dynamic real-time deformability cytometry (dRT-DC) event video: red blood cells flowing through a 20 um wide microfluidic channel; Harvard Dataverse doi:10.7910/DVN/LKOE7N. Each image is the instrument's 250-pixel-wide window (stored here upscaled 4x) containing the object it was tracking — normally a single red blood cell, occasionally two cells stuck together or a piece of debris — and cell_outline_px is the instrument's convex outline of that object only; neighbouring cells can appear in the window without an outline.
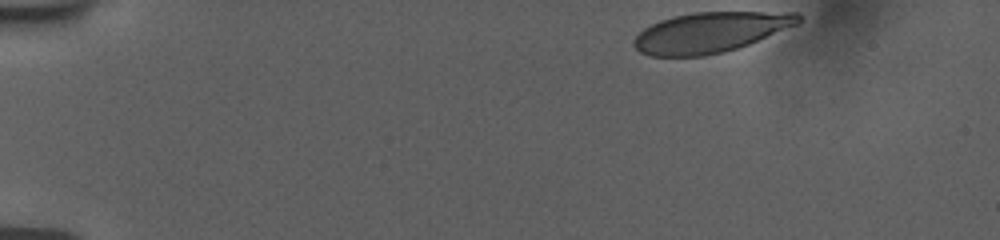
{"species": "human", "species_latin": "Homo sapiens", "temperature_condition": "room temperature", "stored_images_in_passage": 41, "camera_frame_rate_fps": 3000, "um_per_image_px": 0.085, "donor": {"sex": "female"}, "frame": {"image": 1, "passage_image": 1, "time_ms": 0.0, "image_size_px": [1000, 240], "cell_outline_px": [[800, 20], [796, 24], [748, 44], [724, 52], [704, 56], [652, 56], [640, 52], [632, 44], [632, 40], [644, 28], [660, 20], [672, 16], [692, 12], [796, 12], [800, 16]], "centroid_in_image_um": [60.32, 2.74], "position_along_channel_um": 24.7, "area_um2": 38.32}}
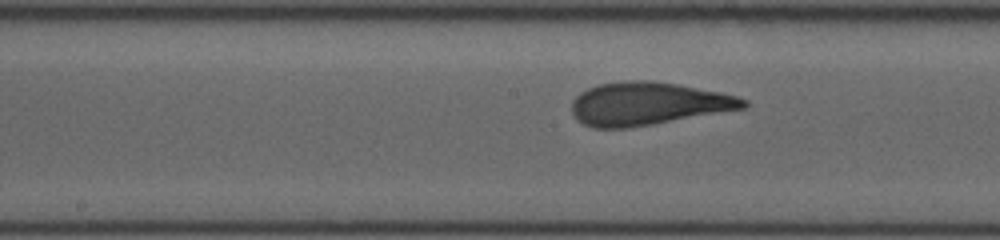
{"frame": {"image": 2, "passage_image": 23, "time_ms": 7.333, "image_size_px": [1000, 240], "cell_outline_px": [[748, 104], [744, 108], [652, 124], [628, 128], [592, 128], [576, 120], [572, 116], [572, 100], [580, 92], [588, 88], [600, 84], [624, 80], [652, 80], [676, 84], [720, 92], [736, 96], [748, 100]], "centroid_in_image_um": [55.02, 8.81], "position_along_channel_um": 193.2, "area_um2": 42.89}}
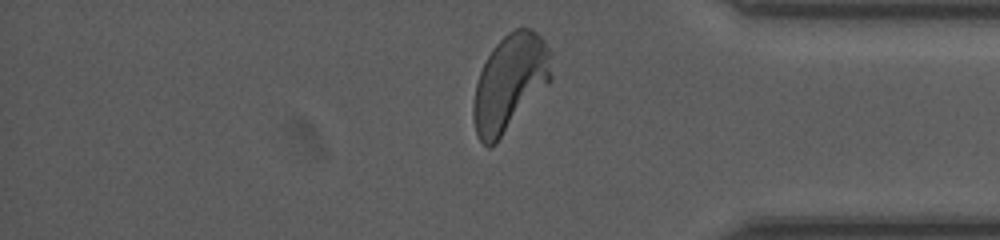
{"frame": {"image": 3, "passage_image": 40, "time_ms": 13.0, "image_size_px": [1000, 240], "cell_outline_px": [[552, 80], [496, 144], [492, 148], [488, 148], [476, 136], [472, 116], [472, 104], [476, 84], [480, 72], [492, 48], [508, 32], [516, 28], [532, 28], [544, 40], [552, 52]], "centroid_in_image_um": [43.35, 7.05], "position_along_channel_um": 391.9, "area_um2": 44.39}, "authors_computed_cell_mechanics": {"area_um2": 42.0784, "velocity_mm_per_s": 3.7444, "shape_relaxation_time_tau1_ms": 3.7623, "shape_relaxation_time_tau2_ms": null, "deformation_change_tau1": 0.1778, "deformation_change_tau2": null}}